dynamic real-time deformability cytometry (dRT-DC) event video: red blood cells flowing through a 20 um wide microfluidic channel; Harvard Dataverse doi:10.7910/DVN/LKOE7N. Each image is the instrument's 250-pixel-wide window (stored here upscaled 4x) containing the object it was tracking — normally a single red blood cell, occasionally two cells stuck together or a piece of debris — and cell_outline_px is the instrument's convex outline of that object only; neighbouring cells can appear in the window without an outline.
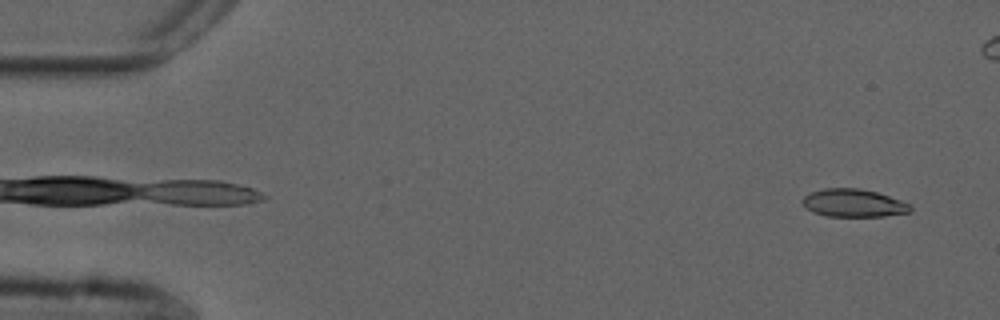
{"species": "common noctule bat (a hibernating species)", "species_latin": "Nyctalus noctula", "temperature_condition": "cold", "stored_images_in_passage": 14, "camera_frame_rate_fps": 3000, "um_per_image_px": 0.085, "animal": {"sex": "male", "forearm_length_mm": 52.5}, "frame": {"image": 1, "passage_image": 3, "time_ms": 0.667, "image_size_px": [1000, 320], "cell_outline_px": [[912, 212], [884, 216], [828, 216], [812, 212], [800, 200], [804, 196], [812, 192], [824, 188], [860, 188], [876, 192], [912, 204]], "centroid_in_image_um": [72.58, 17.26], "position_along_channel_um": 12.4, "area_um2": 17.51}}